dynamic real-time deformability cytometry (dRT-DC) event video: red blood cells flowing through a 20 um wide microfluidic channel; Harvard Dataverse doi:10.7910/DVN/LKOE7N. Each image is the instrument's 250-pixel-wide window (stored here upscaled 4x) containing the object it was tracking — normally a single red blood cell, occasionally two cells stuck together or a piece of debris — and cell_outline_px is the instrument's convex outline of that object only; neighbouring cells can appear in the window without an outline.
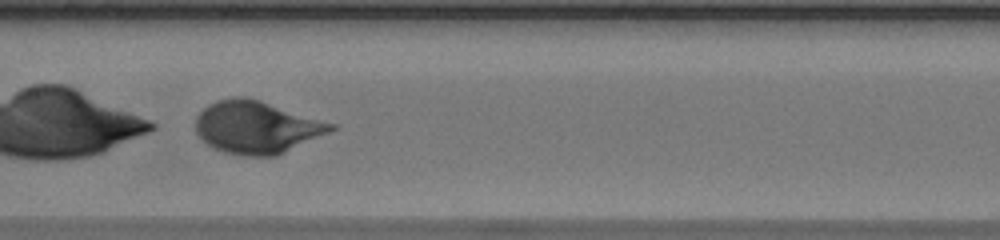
{"species": "human", "species_latin": "Homo sapiens", "temperature_condition": "warm", "stored_images_in_passage": 44, "camera_frame_rate_fps": 3000, "um_per_image_px": 0.085, "donor": {"sex": "male"}, "frame": {"image": 1, "passage_image": 26, "time_ms": 8.333, "image_size_px": [1000, 240], "cell_outline_px": [[340, 128], [276, 156], [240, 156], [224, 152], [208, 144], [196, 132], [196, 116], [208, 104], [216, 100], [232, 96], [244, 96], [260, 100], [336, 124]], "centroid_in_image_um": [21.84, 10.81], "position_along_channel_um": 185.6, "area_um2": 41.56}}
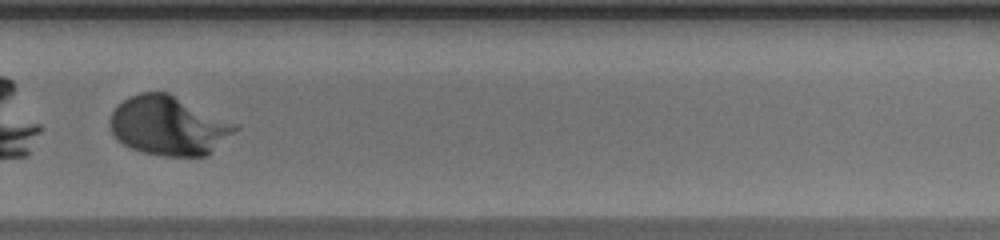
{"frame": {"image": 2, "passage_image": 36, "time_ms": 11.667, "image_size_px": [1000, 240], "cell_outline_px": [[240, 128], [208, 156], [164, 156], [144, 152], [132, 148], [124, 144], [112, 132], [108, 124], [108, 120], [112, 112], [124, 100], [140, 92], [168, 92], [236, 124]], "centroid_in_image_um": [14.35, 10.69], "position_along_channel_um": 315.5, "area_um2": 42.83}, "authors_computed_cell_mechanics": {"area_um2": 43.639, "velocity_mm_per_s": 3.9078, "shape_relaxation_time_tau1_ms": 1.7925, "shape_relaxation_time_tau2_ms": null, "deformation_change_tau1": 0.3073, "deformation_change_tau2": null}}